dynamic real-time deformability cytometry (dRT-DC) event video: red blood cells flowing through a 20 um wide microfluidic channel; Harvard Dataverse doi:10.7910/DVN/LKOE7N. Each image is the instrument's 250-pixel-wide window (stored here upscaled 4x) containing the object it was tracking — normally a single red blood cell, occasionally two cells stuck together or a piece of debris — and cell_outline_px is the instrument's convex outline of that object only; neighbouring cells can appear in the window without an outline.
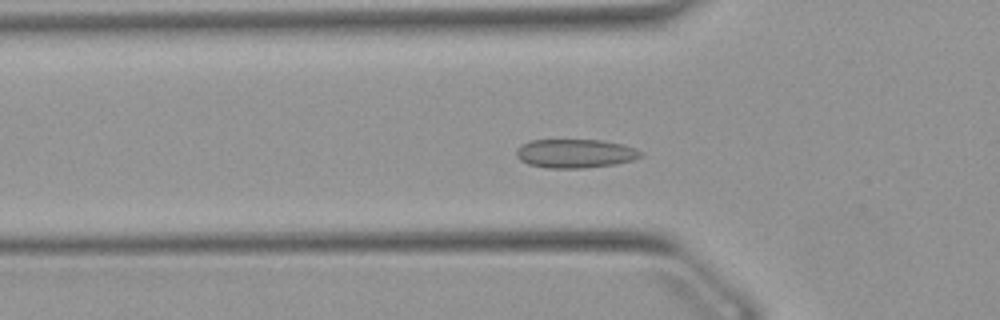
{"species": "Egyptian fruit bat (a non-hibernating species)", "species_latin": "Rousettus aegyptiacus", "temperature_condition": "warm", "stored_images_in_passage": 43, "camera_frame_rate_fps": 3000, "um_per_image_px": 0.085, "animal": {"sex": "female"}, "frame": {"image": 1, "passage_image": 8, "time_ms": 2.333, "image_size_px": [1000, 320], "cell_outline_px": [[644, 156], [632, 160], [616, 164], [584, 168], [548, 168], [528, 164], [520, 160], [516, 156], [516, 148], [532, 140], [600, 140], [624, 144], [644, 152]], "centroid_in_image_um": [48.93, 13.05], "position_along_channel_um": 76.9, "area_um2": 20.98}}
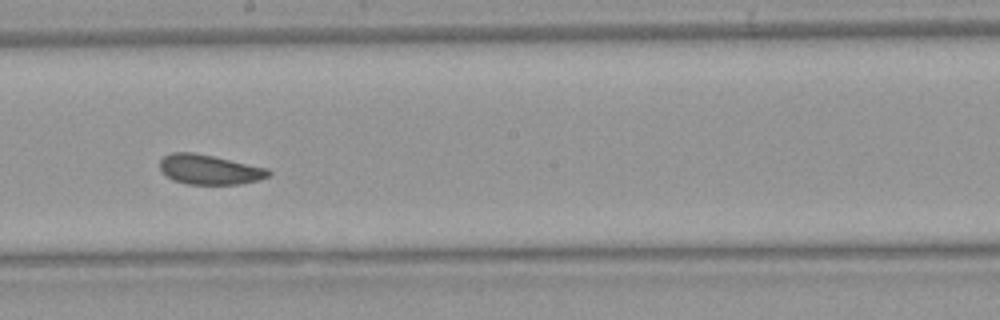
{"frame": {"image": 2, "passage_image": 20, "time_ms": 6.333, "image_size_px": [1000, 320], "cell_outline_px": [[272, 172], [268, 176], [256, 180], [240, 184], [188, 184], [172, 180], [160, 168], [160, 160], [164, 156], [172, 152], [192, 152], [212, 156], [268, 168]], "centroid_in_image_um": [17.79, 14.41], "position_along_channel_um": 230.4, "area_um2": 18.61}}
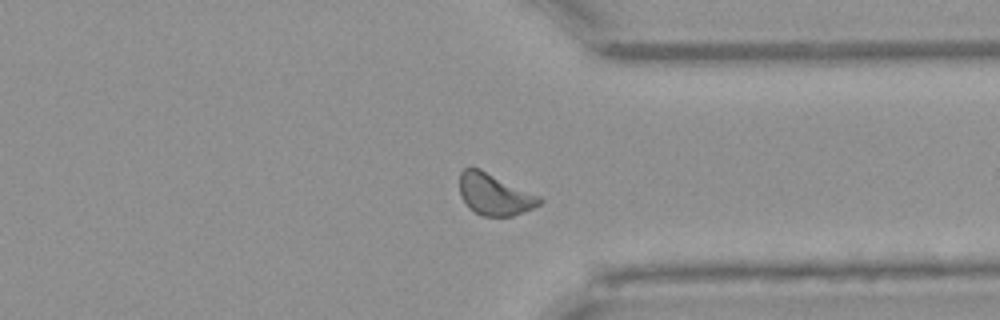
{"frame": {"image": 3, "passage_image": 31, "time_ms": 10.0, "image_size_px": [1000, 320], "cell_outline_px": [[544, 200], [540, 204], [532, 208], [512, 216], [480, 216], [468, 208], [460, 196], [460, 172], [464, 168], [480, 168], [540, 196]], "centroid_in_image_um": [42.02, 16.53], "position_along_channel_um": 369.4, "area_um2": 19.42}, "authors_computed_cell_mechanics": {"area_um2": 19.363, "velocity_mm_per_s": 3.8486, "shape_relaxation_time_tau1_ms": 6.2196, "shape_relaxation_time_tau2_ms": 2.047, "deformation_change_tau1": 0.0928, "deformation_change_tau2": 0.0616}}